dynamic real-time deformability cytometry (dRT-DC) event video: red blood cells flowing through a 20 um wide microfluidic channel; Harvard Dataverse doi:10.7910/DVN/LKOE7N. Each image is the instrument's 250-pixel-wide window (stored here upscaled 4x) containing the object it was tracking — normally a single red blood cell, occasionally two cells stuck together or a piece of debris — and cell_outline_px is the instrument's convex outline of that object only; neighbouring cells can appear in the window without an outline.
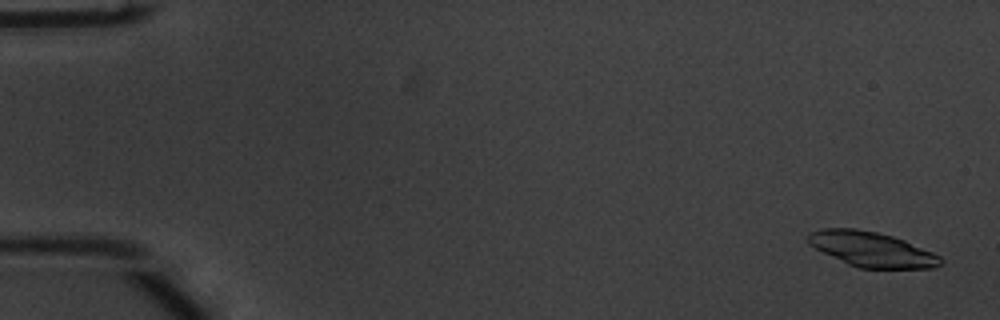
{"species": "common noctule bat (a hibernating species)", "species_latin": "Nyctalus noctula", "temperature_condition": "warm", "stored_images_in_passage": 9, "camera_frame_rate_fps": 3000, "um_per_image_px": 0.085, "animal": {"sex": "male", "body_mass_g": 20.1, "forearm_length_mm": 53.5}, "frame": {"image": 1, "passage_image": 2, "time_ms": 0.333, "image_size_px": [1000, 320], "cell_outline_px": [[944, 260], [936, 268], [860, 268], [848, 264], [808, 244], [808, 232], [820, 228], [856, 228], [876, 232], [892, 236], [904, 240], [932, 252], [940, 256]], "centroid_in_image_um": [74.09, 21.18], "position_along_channel_um": 10.9, "area_um2": 26.82}}